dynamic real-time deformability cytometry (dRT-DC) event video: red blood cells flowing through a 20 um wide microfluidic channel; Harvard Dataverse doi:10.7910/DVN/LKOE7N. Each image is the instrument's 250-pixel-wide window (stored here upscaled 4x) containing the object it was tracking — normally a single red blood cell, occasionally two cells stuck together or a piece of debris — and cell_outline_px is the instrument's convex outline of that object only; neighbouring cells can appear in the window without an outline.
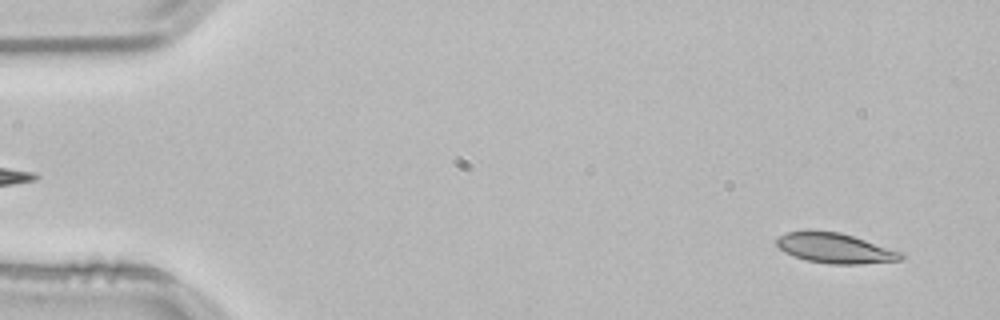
{"species": "common noctule bat (a hibernating species)", "species_latin": "Nyctalus noctula", "temperature_condition": "room temperature", "stored_images_in_passage": 53, "camera_frame_rate_fps": 3000, "um_per_image_px": 0.085, "animal": {"sex": "male", "body_mass_g": 21.5, "forearm_length_mm": 52.0}, "frame": {"image": 1, "passage_image": 3, "time_ms": 0.667, "image_size_px": [1000, 320], "cell_outline_px": [[904, 256], [900, 260], [856, 264], [828, 264], [804, 260], [784, 252], [776, 244], [776, 240], [780, 236], [788, 232], [808, 228], [840, 232], [904, 252]], "centroid_in_image_um": [70.94, 21.07], "position_along_channel_um": 14.1, "area_um2": 22.2}}
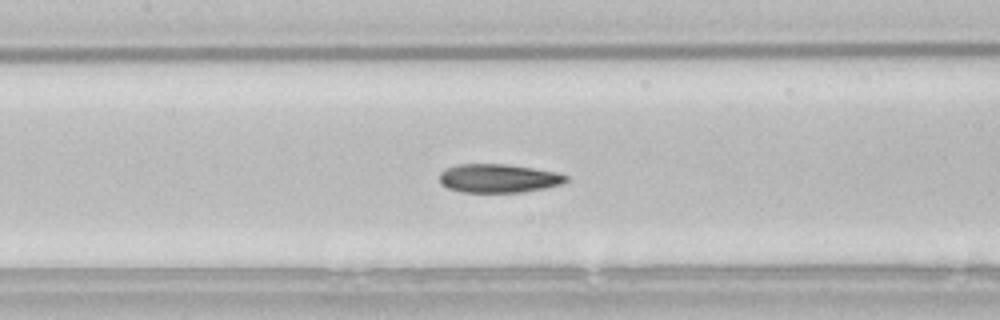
{"frame": {"image": 2, "passage_image": 24, "time_ms": 7.667, "image_size_px": [1000, 320], "cell_outline_px": [[568, 180], [560, 184], [544, 188], [520, 192], [460, 192], [448, 188], [440, 184], [440, 172], [456, 164], [508, 164], [556, 172], [568, 176]], "centroid_in_image_um": [42.34, 15.15], "position_along_channel_um": 165.1, "area_um2": 21.04}}
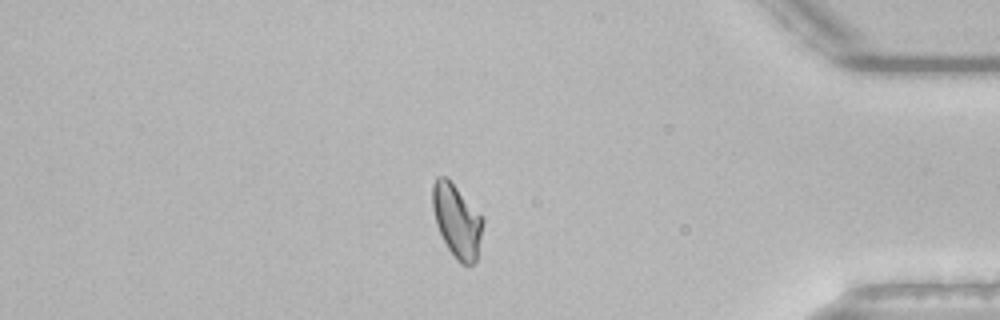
{"frame": {"image": 3, "passage_image": 45, "time_ms": 14.667, "image_size_px": [1000, 320], "cell_outline_px": [[484, 220], [476, 260], [468, 268], [460, 264], [456, 260], [448, 248], [436, 224], [432, 208], [432, 184], [436, 176], [448, 176]], "centroid_in_image_um": [38.81, 18.76], "position_along_channel_um": 396.4, "area_um2": 21.5}, "authors_computed_cell_mechanics": {"area_um2": 21.5016, "velocity_mm_per_s": 3.7875, "shape_relaxation_time_tau1_ms": 5.6629, "shape_relaxation_time_tau2_ms": 2.1353, "deformation_change_tau1": 0.1404, "deformation_change_tau2": 0.0712}}